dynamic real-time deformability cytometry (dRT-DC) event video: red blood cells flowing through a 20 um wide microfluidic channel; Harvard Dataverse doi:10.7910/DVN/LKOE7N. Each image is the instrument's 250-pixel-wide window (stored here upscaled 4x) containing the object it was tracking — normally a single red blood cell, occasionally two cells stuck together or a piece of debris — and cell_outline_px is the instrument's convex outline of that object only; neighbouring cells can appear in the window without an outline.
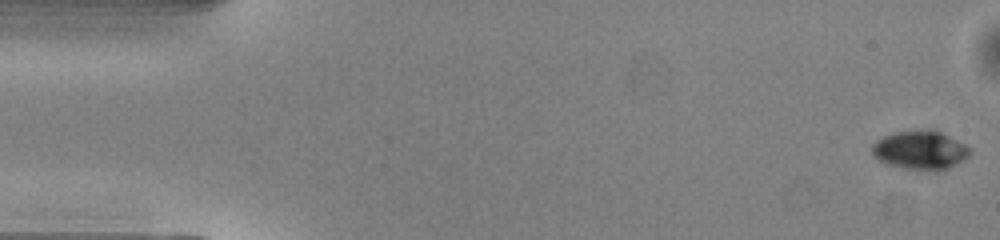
{"species": "common noctule bat (a hibernating species)", "species_latin": "Nyctalus noctula", "temperature_condition": "warm", "stored_images_in_passage": 51, "camera_frame_rate_fps": 3000, "um_per_image_px": 0.085, "animal": {"sex": "male", "body_mass_g": 13.0, "forearm_length_mm": 53.1}, "frame": {"image": 1, "passage_image": 1, "time_ms": 0.0, "image_size_px": [1000, 240], "cell_outline_px": [[972, 152], [968, 156], [948, 168], [936, 172], [904, 168], [884, 164], [872, 156], [872, 144], [876, 140], [884, 136], [896, 132], [932, 128], [972, 148]], "centroid_in_image_um": [78.19, 12.77], "position_along_channel_um": 6.8, "area_um2": 22.37}}
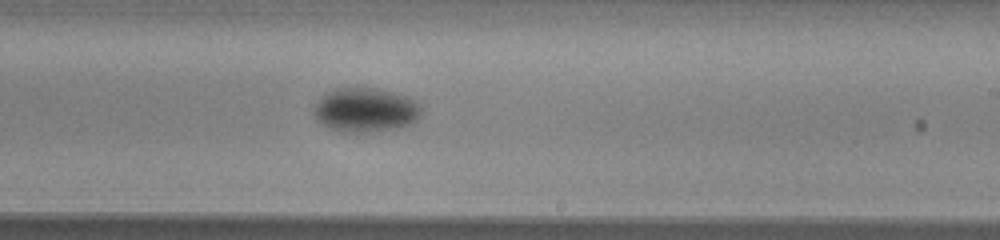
{"frame": {"image": 2, "passage_image": 30, "time_ms": 9.667, "image_size_px": [1000, 240], "cell_outline_px": [[424, 112], [412, 124], [404, 128], [372, 132], [336, 132], [316, 120], [312, 112], [316, 104], [328, 92], [336, 88], [376, 88], [392, 92], [404, 96], [420, 104], [424, 108]], "centroid_in_image_um": [31.11, 9.38], "position_along_channel_um": 257.9, "area_um2": 28.03}}
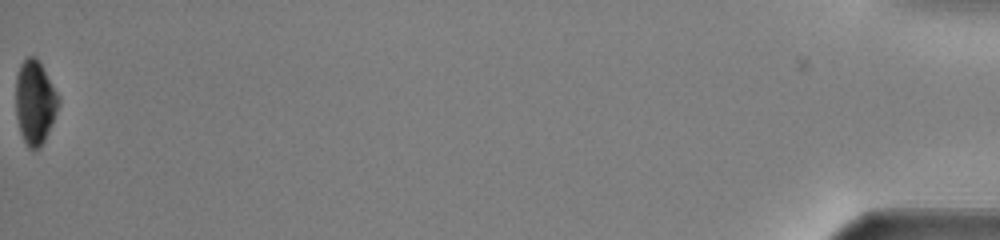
{"frame": {"image": 3, "passage_image": 51, "time_ms": 16.667, "image_size_px": [1000, 240], "cell_outline_px": [[60, 104], [44, 140], [36, 148], [28, 148], [20, 132], [16, 116], [16, 76], [20, 64], [28, 56], [36, 56], [60, 96]], "centroid_in_image_um": [2.97, 8.64], "position_along_channel_um": 432.2, "area_um2": 20.75}, "authors_computed_cell_mechanics": {"area_um2": 24.2182, "velocity_mm_per_s": 4.0536, "shape_relaxation_time_tau1_ms": 3.85, "shape_relaxation_time_tau2_ms": null, "deformation_change_tau1": 0.0858, "deformation_change_tau2": null}}